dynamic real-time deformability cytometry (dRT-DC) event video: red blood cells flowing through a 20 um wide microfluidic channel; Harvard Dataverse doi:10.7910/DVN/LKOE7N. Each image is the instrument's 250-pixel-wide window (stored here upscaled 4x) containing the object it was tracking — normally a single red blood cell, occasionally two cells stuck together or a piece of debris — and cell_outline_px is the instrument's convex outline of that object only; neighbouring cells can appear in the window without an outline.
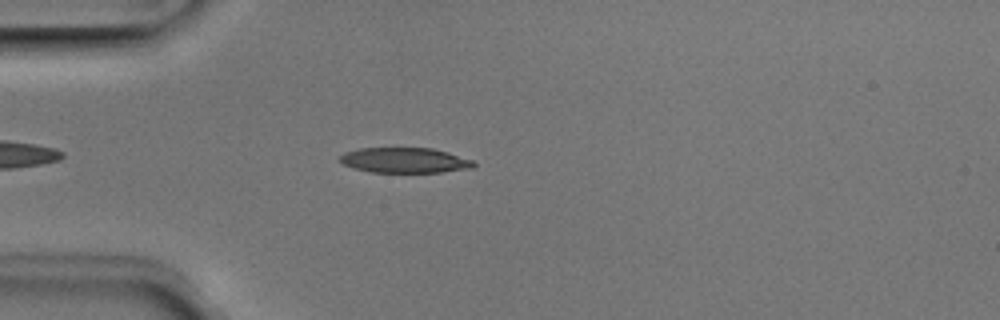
{"species": "Egyptian fruit bat (a non-hibernating species)", "species_latin": "Rousettus aegyptiacus", "temperature_condition": "room temperature", "stored_images_in_passage": 4, "camera_frame_rate_fps": 3000, "um_per_image_px": 0.085, "animal": {"sex": "male"}, "frame": {"image": 1, "passage_image": 4, "time_ms": 1.0, "image_size_px": [1000, 320], "cell_outline_px": [[476, 164], [472, 168], [440, 172], [372, 172], [356, 168], [344, 164], [336, 160], [344, 152], [360, 148], [432, 148], [448, 152], [472, 160]], "centroid_in_image_um": [34.38, 13.62], "position_along_channel_um": 50.6, "area_um2": 19.59}}